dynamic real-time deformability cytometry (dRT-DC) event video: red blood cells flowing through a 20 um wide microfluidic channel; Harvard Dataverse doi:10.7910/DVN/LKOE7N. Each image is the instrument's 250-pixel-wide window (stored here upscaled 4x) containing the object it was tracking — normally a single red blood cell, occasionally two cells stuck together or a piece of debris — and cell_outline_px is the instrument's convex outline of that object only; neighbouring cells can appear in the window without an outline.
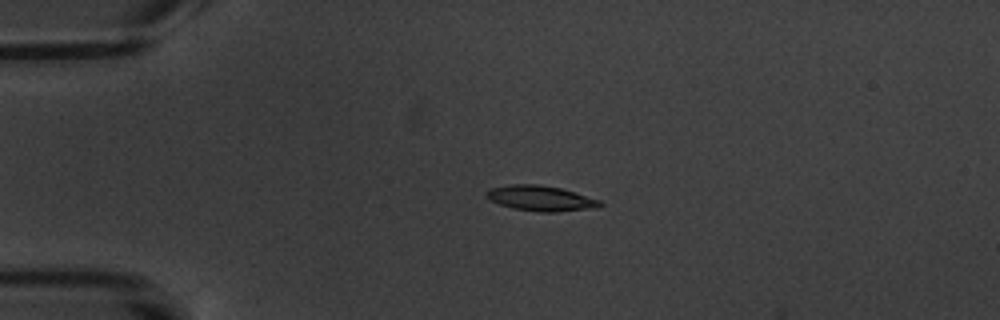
{"species": "common noctule bat (a hibernating species)", "species_latin": "Nyctalus noctula", "temperature_condition": "warm", "stored_images_in_passage": 5, "camera_frame_rate_fps": 3000, "um_per_image_px": 0.085, "animal": {"sex": "male", "body_mass_g": 20.1, "forearm_length_mm": 53.5}, "frame": {"image": 1, "passage_image": 4, "time_ms": 3.667, "image_size_px": [1000, 320], "cell_outline_px": [[604, 204], [596, 208], [556, 212], [540, 212], [512, 208], [488, 200], [484, 196], [484, 192], [488, 188], [512, 184], [536, 184], [560, 188], [600, 200]], "centroid_in_image_um": [45.9, 16.86], "position_along_channel_um": 39.1, "area_um2": 16.88}}